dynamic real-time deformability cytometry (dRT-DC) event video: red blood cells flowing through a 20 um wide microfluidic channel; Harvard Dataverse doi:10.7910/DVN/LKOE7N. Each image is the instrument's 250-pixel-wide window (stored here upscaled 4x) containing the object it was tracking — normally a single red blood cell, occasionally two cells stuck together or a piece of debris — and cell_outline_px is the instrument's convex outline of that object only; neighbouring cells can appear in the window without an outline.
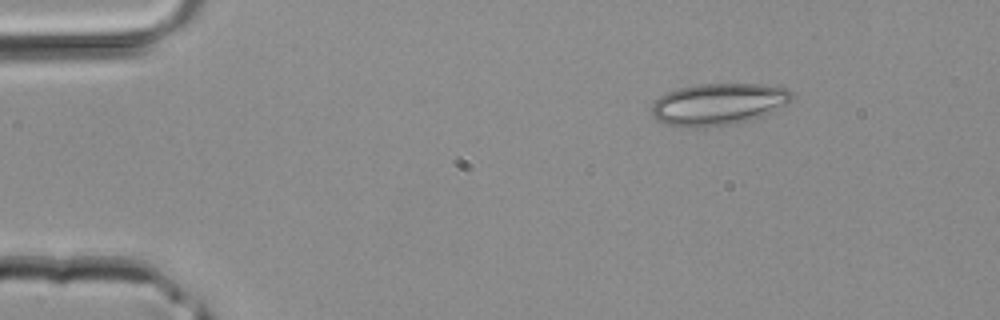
{"species": "common noctule bat (a hibernating species)", "species_latin": "Nyctalus noctula", "temperature_condition": "room temperature", "stored_images_in_passage": 37, "camera_frame_rate_fps": 3000, "um_per_image_px": 0.085, "animal": {"sex": "male", "body_mass_g": 20.4}, "frame": {"image": 1, "passage_image": 1, "time_ms": 0.0, "image_size_px": [1000, 320], "cell_outline_px": [[792, 100], [788, 104], [768, 112], [732, 124], [704, 128], [692, 128], [668, 124], [656, 120], [652, 116], [652, 104], [660, 96], [668, 92], [680, 88], [700, 84], [760, 84], [788, 88], [792, 92]], "centroid_in_image_um": [61.03, 8.85], "position_along_channel_um": 24.0, "area_um2": 33.81}}
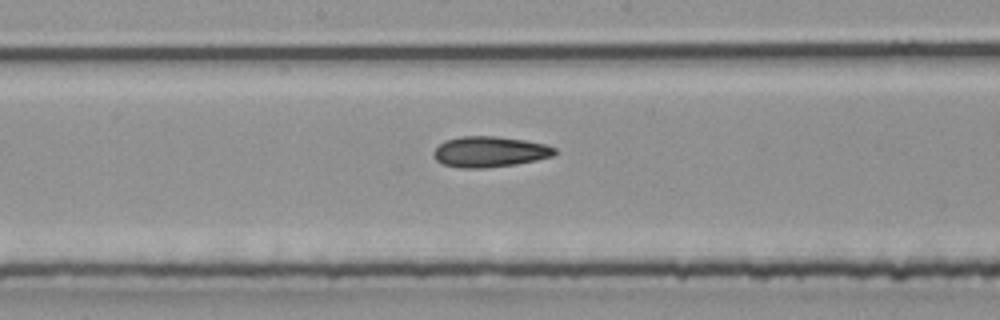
{"frame": {"image": 2, "passage_image": 17, "time_ms": 5.333, "image_size_px": [1000, 320], "cell_outline_px": [[556, 152], [552, 156], [536, 160], [516, 164], [488, 168], [460, 168], [444, 164], [436, 160], [432, 152], [444, 140], [460, 136], [496, 136], [524, 140], [544, 144], [556, 148]], "centroid_in_image_um": [41.6, 12.9], "position_along_channel_um": 206.6, "area_um2": 21.68}}
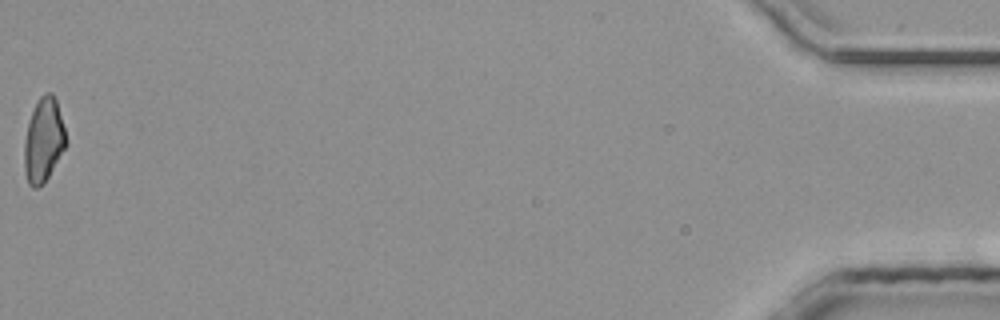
{"frame": {"image": 3, "passage_image": 37, "time_ms": 12.0, "image_size_px": [1000, 320], "cell_outline_px": [[68, 144], [44, 184], [36, 188], [32, 188], [28, 184], [24, 172], [24, 144], [28, 124], [32, 112], [40, 96], [44, 92], [52, 92], [56, 100], [68, 140]], "centroid_in_image_um": [3.72, 11.95], "position_along_channel_um": 431.5, "area_um2": 20.63}}